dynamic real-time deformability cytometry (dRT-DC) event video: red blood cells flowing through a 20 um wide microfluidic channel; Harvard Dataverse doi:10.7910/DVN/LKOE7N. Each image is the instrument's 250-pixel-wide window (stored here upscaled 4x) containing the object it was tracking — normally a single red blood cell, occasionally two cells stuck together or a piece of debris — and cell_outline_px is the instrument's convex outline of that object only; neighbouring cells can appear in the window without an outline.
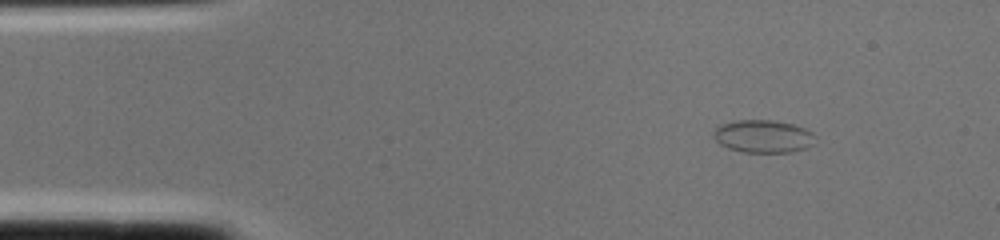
{"species": "common noctule bat (a hibernating species)", "species_latin": "Nyctalus noctula", "temperature_condition": "cold", "stored_images_in_passage": 1, "camera_frame_rate_fps": 3000, "um_per_image_px": 0.085, "animal": {"sex": "female", "body_mass_g": 22.0, "forearm_length_mm": 56.7}, "frame": {"image": 1, "passage_image": 1, "time_ms": 0.0, "image_size_px": [1000, 240], "cell_outline_px": [[816, 144], [792, 152], [740, 152], [728, 148], [720, 144], [712, 136], [712, 132], [720, 124], [736, 120], [772, 120], [792, 124], [804, 128], [812, 132], [816, 136]], "centroid_in_image_um": [64.87, 11.59], "position_along_channel_um": 20.1, "area_um2": 19.65}}